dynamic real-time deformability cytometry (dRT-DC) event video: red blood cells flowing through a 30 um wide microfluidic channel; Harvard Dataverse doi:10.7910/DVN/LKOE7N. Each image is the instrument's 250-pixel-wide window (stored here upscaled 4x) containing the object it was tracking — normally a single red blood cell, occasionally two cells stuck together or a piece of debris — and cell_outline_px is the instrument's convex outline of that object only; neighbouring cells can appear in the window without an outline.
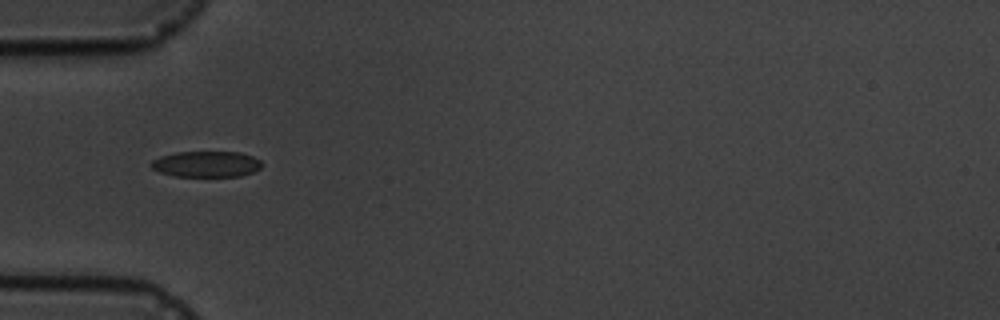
{"species": "common noctule bat (a hibernating species)", "species_latin": "Nyctalus noctula", "temperature_condition": "cold", "stored_images_in_passage": 14, "camera_frame_rate_fps": 3000, "um_per_image_px": 0.085, "animal": {"sex": "male", "body_mass_g": 19.5, "forearm_length_mm": 54.6}, "frame": {"image": 1, "passage_image": 3, "time_ms": 2.0, "image_size_px": [1000, 320], "cell_outline_px": [[264, 164], [260, 168], [252, 172], [240, 176], [172, 176], [160, 172], [152, 168], [148, 164], [152, 160], [160, 156], [176, 152], [240, 152], [252, 156], [260, 160]], "centroid_in_image_um": [17.52, 13.94], "position_along_channel_um": 67.5, "area_um2": 16.82}}
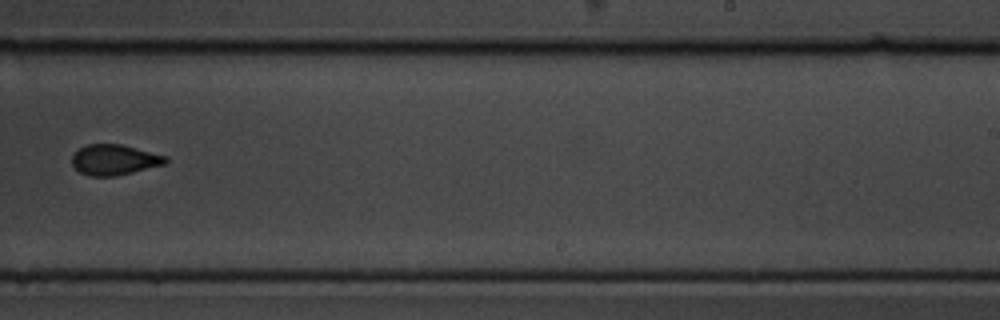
{"frame": {"image": 2, "passage_image": 8, "time_ms": 8.0, "image_size_px": [1000, 320], "cell_outline_px": [[168, 160], [164, 164], [116, 176], [88, 176], [80, 172], [72, 164], [72, 152], [88, 144], [120, 144], [168, 156]], "centroid_in_image_um": [9.69, 13.58], "position_along_channel_um": 279.3, "area_um2": 16.59}}
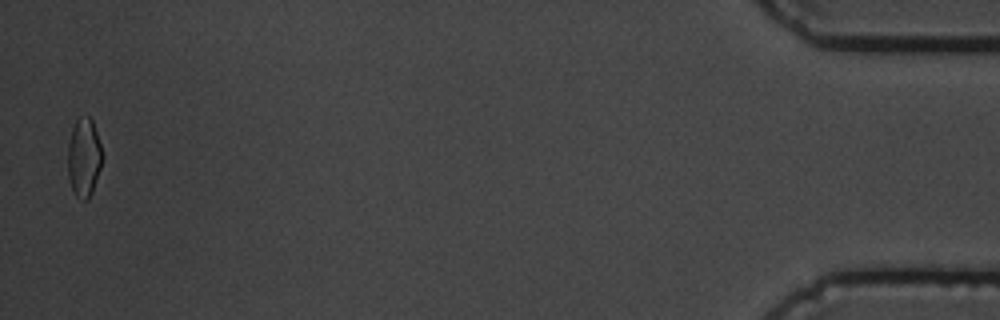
{"frame": {"image": 3, "passage_image": 14, "time_ms": 14.667, "image_size_px": [1000, 320], "cell_outline_px": [[104, 156], [92, 192], [88, 200], [84, 200], [76, 196], [72, 188], [68, 176], [68, 144], [72, 128], [76, 120], [80, 116], [88, 116], [92, 120]], "centroid_in_image_um": [7.14, 13.38], "position_along_channel_um": 428.1, "area_um2": 15.78}, "authors_computed_cell_mechanics": {"area_um2": 16.6753, "velocity_mm_per_s": 3.5444, "shape_relaxation_time_tau1_ms": 3.5119, "shape_relaxation_time_tau2_ms": 3.379, "deformation_change_tau1": 0.083, "deformation_change_tau2": 0.0624}}